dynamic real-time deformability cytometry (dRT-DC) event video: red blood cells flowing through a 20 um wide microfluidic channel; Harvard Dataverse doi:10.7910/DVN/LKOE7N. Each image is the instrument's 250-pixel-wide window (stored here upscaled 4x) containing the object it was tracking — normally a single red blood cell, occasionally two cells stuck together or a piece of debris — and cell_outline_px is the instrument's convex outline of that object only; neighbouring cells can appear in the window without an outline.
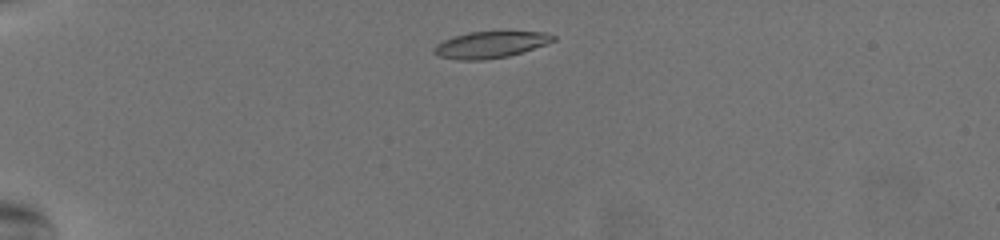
{"species": "common noctule bat (a hibernating species)", "species_latin": "Nyctalus noctula", "temperature_condition": "warm", "stored_images_in_passage": 41, "camera_frame_rate_fps": 3000, "um_per_image_px": 0.085, "animal": {"sex": "female", "body_mass_g": 19.5, "forearm_length_mm": 54.1}, "frame": {"image": 1, "passage_image": 4, "time_ms": 1.0, "image_size_px": [1000, 240], "cell_outline_px": [[556, 40], [548, 44], [508, 56], [484, 60], [456, 60], [436, 56], [432, 52], [432, 48], [436, 44], [452, 36], [468, 32], [544, 32], [556, 36]], "centroid_in_image_um": [41.64, 3.81], "position_along_channel_um": 43.4, "area_um2": 18.61}}
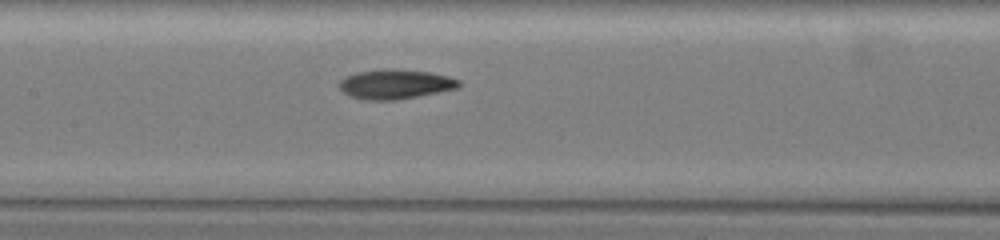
{"frame": {"image": 2, "passage_image": 19, "time_ms": 6.0, "image_size_px": [1000, 240], "cell_outline_px": [[460, 88], [396, 100], [364, 100], [348, 96], [340, 88], [340, 80], [356, 72], [380, 68], [392, 68], [428, 72], [448, 76], [460, 80]], "centroid_in_image_um": [33.6, 7.15], "position_along_channel_um": 173.8, "area_um2": 20.75}}
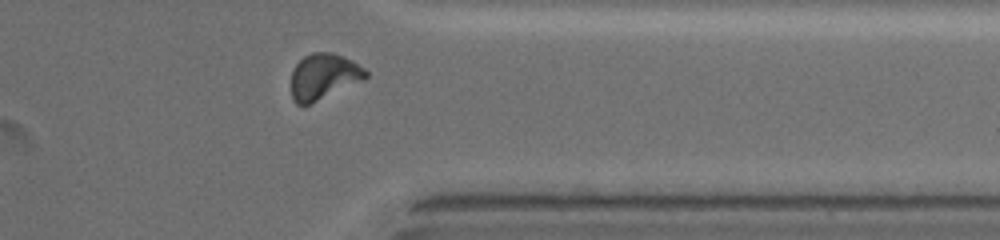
{"frame": {"image": 3, "passage_image": 36, "time_ms": 11.667, "image_size_px": [1000, 240], "cell_outline_px": [[368, 76], [364, 80], [308, 104], [296, 104], [292, 100], [292, 68], [304, 56], [312, 52], [332, 52], [352, 60], [364, 68], [368, 72]], "centroid_in_image_um": [27.51, 6.48], "position_along_channel_um": 383.9, "area_um2": 19.77}, "authors_computed_cell_mechanics": {"area_um2": 19.7676, "velocity_mm_per_s": 3.7504, "shape_relaxation_time_tau1_ms": 4.8607, "shape_relaxation_time_tau2_ms": 2.4104, "deformation_change_tau1": 0.1895, "deformation_change_tau2": 0.0899}}